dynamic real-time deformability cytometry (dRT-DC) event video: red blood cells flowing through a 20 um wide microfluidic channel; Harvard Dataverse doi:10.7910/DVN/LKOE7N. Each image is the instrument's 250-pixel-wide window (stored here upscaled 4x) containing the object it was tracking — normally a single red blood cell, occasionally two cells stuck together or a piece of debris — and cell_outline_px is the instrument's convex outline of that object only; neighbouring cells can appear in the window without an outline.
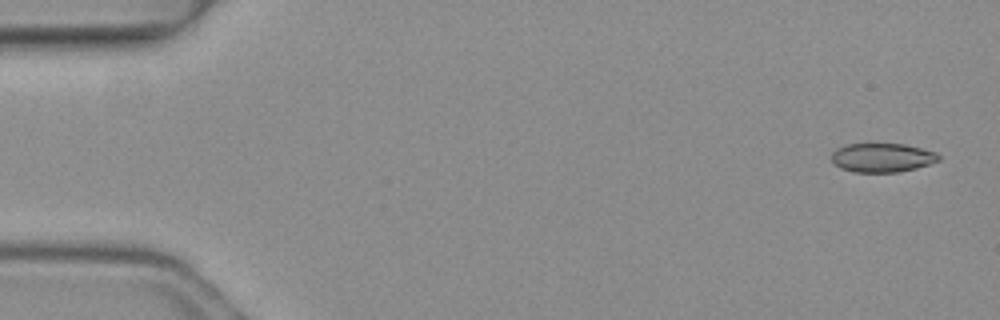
{"species": "common noctule bat (a hibernating species)", "species_latin": "Nyctalus noctula", "temperature_condition": "warm", "stored_images_in_passage": 4, "camera_frame_rate_fps": 3000, "um_per_image_px": 0.085, "animal": {"sex": "female", "body_mass_g": 19.3, "forearm_length_mm": 54.1}, "frame": {"image": 1, "passage_image": 1, "time_ms": 0.0, "image_size_px": [1000, 320], "cell_outline_px": [[940, 160], [916, 168], [896, 172], [852, 172], [840, 168], [832, 160], [832, 152], [836, 148], [844, 144], [904, 144], [936, 152], [940, 156]], "centroid_in_image_um": [74.96, 13.4], "position_along_channel_um": 10.0, "area_um2": 18.03}}
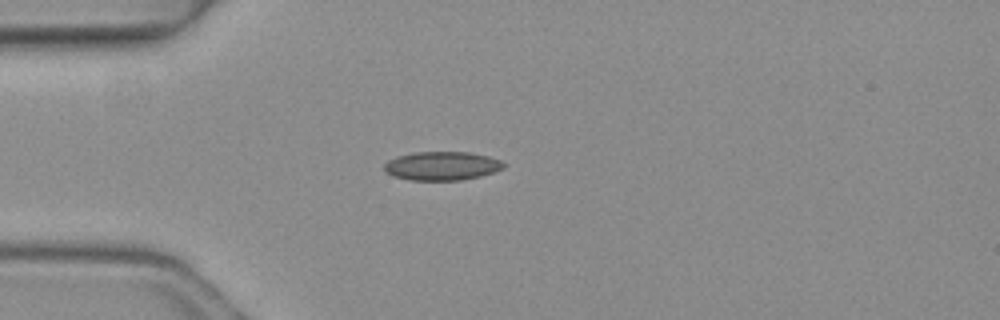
{"frame": {"image": 2, "passage_image": 4, "time_ms": 1.0, "image_size_px": [1000, 320], "cell_outline_px": [[504, 168], [480, 176], [460, 180], [408, 180], [392, 176], [384, 172], [384, 164], [388, 160], [396, 156], [416, 152], [468, 152], [488, 156], [500, 160], [504, 164]], "centroid_in_image_um": [37.51, 14.1], "position_along_channel_um": 47.5, "area_um2": 20.0}}